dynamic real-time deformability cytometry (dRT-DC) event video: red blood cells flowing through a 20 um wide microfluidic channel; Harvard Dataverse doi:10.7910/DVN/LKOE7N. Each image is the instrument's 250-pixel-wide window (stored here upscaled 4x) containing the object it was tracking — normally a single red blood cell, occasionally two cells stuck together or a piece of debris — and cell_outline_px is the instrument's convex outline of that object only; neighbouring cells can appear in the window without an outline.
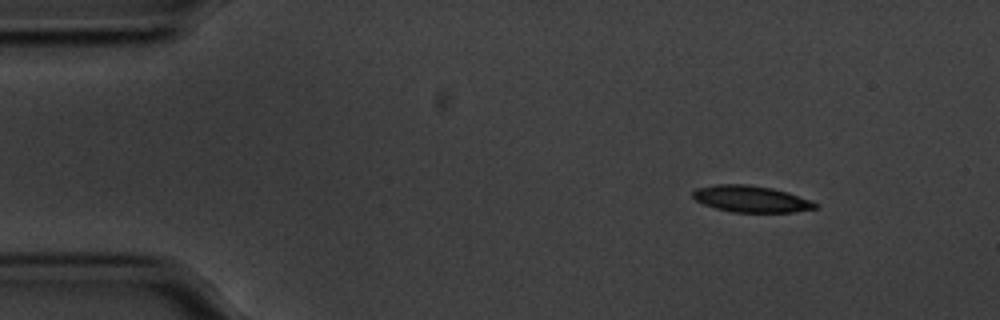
{"species": "common noctule bat (a hibernating species)", "species_latin": "Nyctalus noctula", "temperature_condition": "cold", "stored_images_in_passage": 50, "camera_frame_rate_fps": 3000, "um_per_image_px": 0.085, "animal": {"sex": "male", "body_mass_g": 20.1, "forearm_length_mm": 53.5}, "frame": {"image": 1, "passage_image": 1, "time_ms": 0.0, "image_size_px": [1000, 320], "cell_outline_px": [[816, 208], [792, 212], [732, 212], [716, 208], [704, 204], [696, 200], [692, 196], [692, 192], [696, 188], [716, 184], [748, 184], [772, 188], [788, 192], [808, 200], [816, 204]], "centroid_in_image_um": [63.78, 16.9], "position_along_channel_um": 21.2, "area_um2": 18.73}}
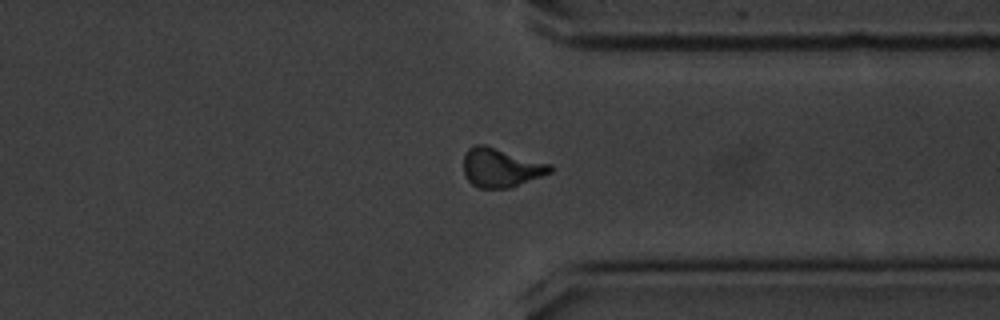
{"frame": {"image": 2, "passage_image": 37, "time_ms": 12.0, "image_size_px": [1000, 320], "cell_outline_px": [[552, 172], [508, 188], [480, 188], [472, 184], [464, 176], [464, 156], [468, 148], [476, 144], [484, 144], [552, 164]], "centroid_in_image_um": [42.56, 14.24], "position_along_channel_um": 368.8, "area_um2": 19.59}}
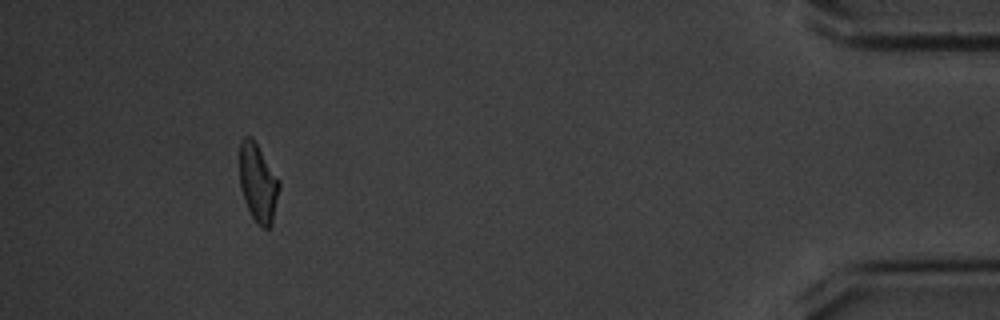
{"frame": {"image": 3, "passage_image": 46, "time_ms": 15.0, "image_size_px": [1000, 320], "cell_outline_px": [[280, 188], [272, 224], [268, 228], [264, 228], [252, 216], [244, 200], [240, 188], [240, 140], [244, 136], [252, 136], [280, 180]], "centroid_in_image_um": [21.94, 15.5], "position_along_channel_um": 413.3, "area_um2": 18.09}, "authors_computed_cell_mechanics": {"area_um2": 18.9873, "velocity_mm_per_s": 3.5471, "shape_relaxation_time_tau1_ms": 3.8031, "shape_relaxation_time_tau2_ms": 3.6747, "deformation_change_tau1": 0.1312, "deformation_change_tau2": 0.1076}}